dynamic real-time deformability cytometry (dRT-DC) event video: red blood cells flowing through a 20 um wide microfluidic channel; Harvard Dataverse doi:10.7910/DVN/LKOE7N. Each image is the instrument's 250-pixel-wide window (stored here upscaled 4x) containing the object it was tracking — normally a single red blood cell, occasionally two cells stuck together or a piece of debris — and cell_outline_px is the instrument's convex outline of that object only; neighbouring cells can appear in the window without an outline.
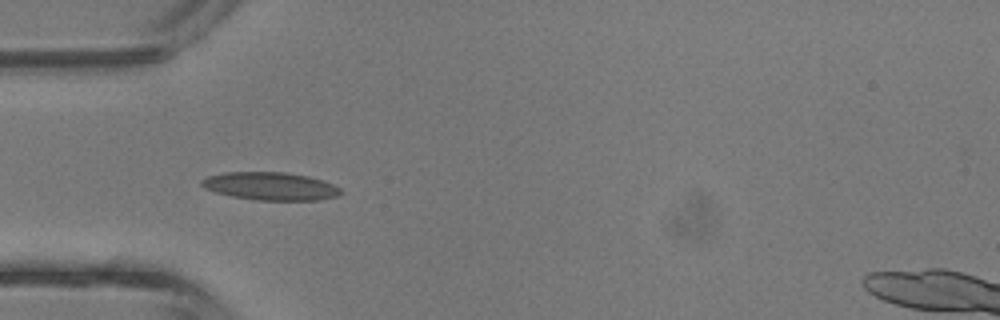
{"species": "common noctule bat (a hibernating species)", "species_latin": "Nyctalus noctula", "temperature_condition": "room temperature", "stored_images_in_passage": 31, "camera_frame_rate_fps": 3000, "um_per_image_px": 0.085, "animal": {"sex": "male", "body_mass_g": 13.3}, "frame": {"image": 1, "passage_image": 2, "time_ms": 0.333, "image_size_px": [1000, 320], "cell_outline_px": [[344, 192], [336, 196], [320, 200], [256, 200], [232, 196], [216, 192], [204, 188], [200, 184], [200, 180], [208, 176], [224, 172], [284, 172], [308, 176], [332, 184], [340, 188]], "centroid_in_image_um": [22.97, 15.82], "position_along_channel_um": 62.0, "area_um2": 22.6}}
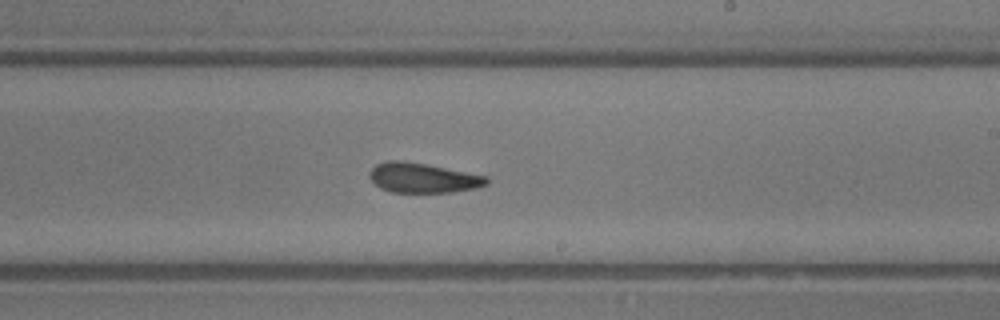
{"frame": {"image": 2, "passage_image": 14, "time_ms": 4.333, "image_size_px": [1000, 320], "cell_outline_px": [[488, 184], [476, 188], [452, 192], [392, 192], [380, 188], [368, 176], [368, 172], [376, 164], [388, 160], [400, 160], [424, 164], [488, 176]], "centroid_in_image_um": [35.93, 15.12], "position_along_channel_um": 253.1, "area_um2": 20.23}}
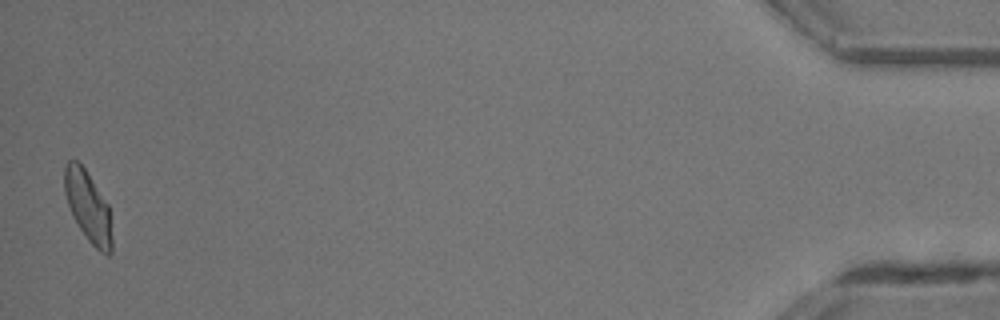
{"frame": {"image": 3, "passage_image": 31, "time_ms": 10.0, "image_size_px": [1000, 320], "cell_outline_px": [[112, 252], [108, 256], [100, 252], [88, 240], [72, 216], [64, 192], [64, 164], [68, 160], [76, 160], [84, 168], [108, 204], [112, 236]], "centroid_in_image_um": [7.48, 17.57], "position_along_channel_um": 427.7, "area_um2": 19.48}, "authors_computed_cell_mechanics": {"area_um2": 20.23, "velocity_mm_per_s": 4.8106, "shape_relaxation_time_tau1_ms": null, "shape_relaxation_time_tau2_ms": 2.5934, "deformation_change_tau1": null, "deformation_change_tau2": 0.1133}}